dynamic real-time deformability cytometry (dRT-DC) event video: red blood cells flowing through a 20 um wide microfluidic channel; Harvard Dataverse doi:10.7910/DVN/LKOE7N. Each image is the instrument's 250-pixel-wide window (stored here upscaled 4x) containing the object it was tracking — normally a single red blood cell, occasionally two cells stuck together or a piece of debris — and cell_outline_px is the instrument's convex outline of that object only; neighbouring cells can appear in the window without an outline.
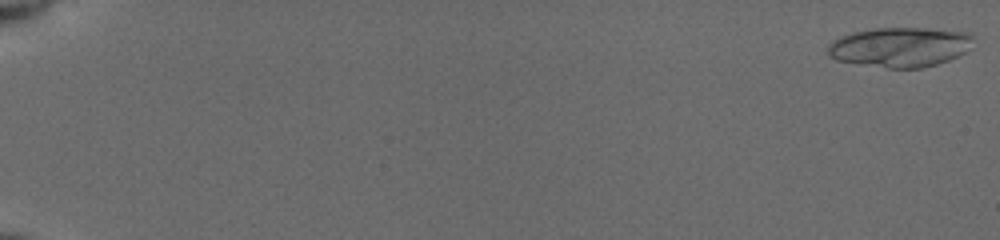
{"species": "common noctule bat (a hibernating species)", "species_latin": "Nyctalus noctula", "temperature_condition": "cold", "stored_images_in_passage": 24, "camera_frame_rate_fps": 3000, "um_per_image_px": 0.085, "animal": {"sex": "female", "body_mass_g": 19.5, "forearm_length_mm": 54.1}, "frame": {"image": 1, "passage_image": 1, "time_ms": 0.0, "image_size_px": [1000, 240], "cell_outline_px": [[972, 48], [948, 60], [924, 68], [888, 68], [836, 60], [828, 56], [828, 44], [832, 40], [840, 36], [852, 32], [876, 28], [924, 28], [972, 32]], "centroid_in_image_um": [76.5, 3.99], "position_along_channel_um": 8.5, "area_um2": 33.87}}
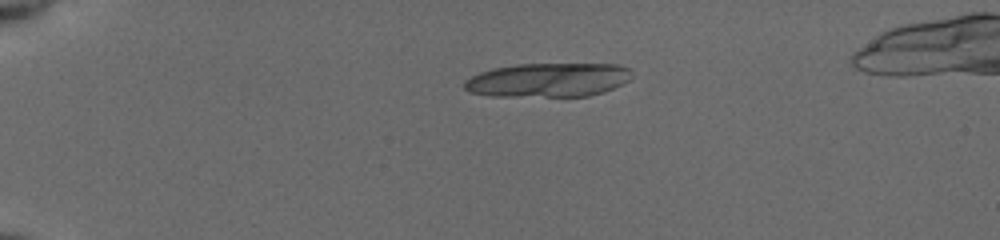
{"frame": {"image": 2, "passage_image": 14, "time_ms": 4.333, "image_size_px": [1000, 240], "cell_outline_px": [[628, 80], [604, 92], [588, 96], [488, 96], [468, 92], [464, 88], [464, 80], [480, 72], [492, 68], [516, 64], [616, 64], [628, 68]], "centroid_in_image_um": [46.5, 6.8], "position_along_channel_um": 38.5, "area_um2": 33.06}}